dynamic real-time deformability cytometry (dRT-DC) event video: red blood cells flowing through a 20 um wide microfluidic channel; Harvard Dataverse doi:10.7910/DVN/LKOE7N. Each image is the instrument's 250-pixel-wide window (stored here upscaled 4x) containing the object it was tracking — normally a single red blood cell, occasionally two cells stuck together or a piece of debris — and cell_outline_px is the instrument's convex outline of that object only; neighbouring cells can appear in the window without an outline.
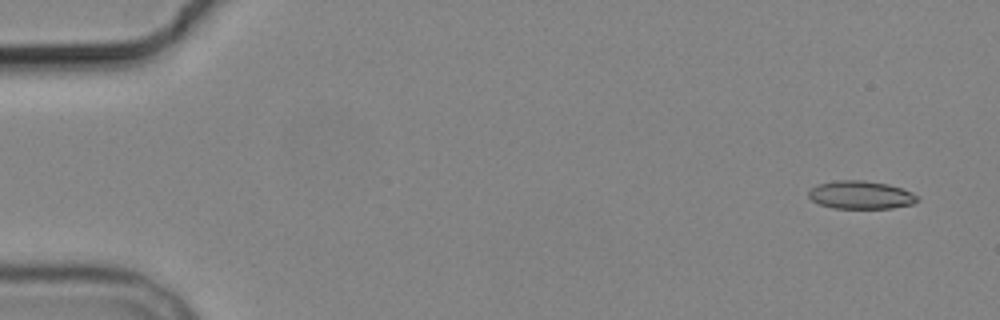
{"species": "common noctule bat (a hibernating species)", "species_latin": "Nyctalus noctula", "temperature_condition": "cold", "stored_images_in_passage": 5, "camera_frame_rate_fps": 3000, "um_per_image_px": 0.085, "animal": {"sex": "male", "body_mass_g": 19.2, "forearm_length_mm": 51.8}, "frame": {"image": 1, "passage_image": 1, "time_ms": 0.0, "image_size_px": [1000, 320], "cell_outline_px": [[920, 200], [912, 204], [892, 208], [832, 208], [820, 204], [812, 200], [808, 196], [808, 192], [816, 184], [836, 180], [864, 180], [888, 184], [912, 192], [920, 196]], "centroid_in_image_um": [73.18, 16.56], "position_along_channel_um": 11.8, "area_um2": 17.92}}
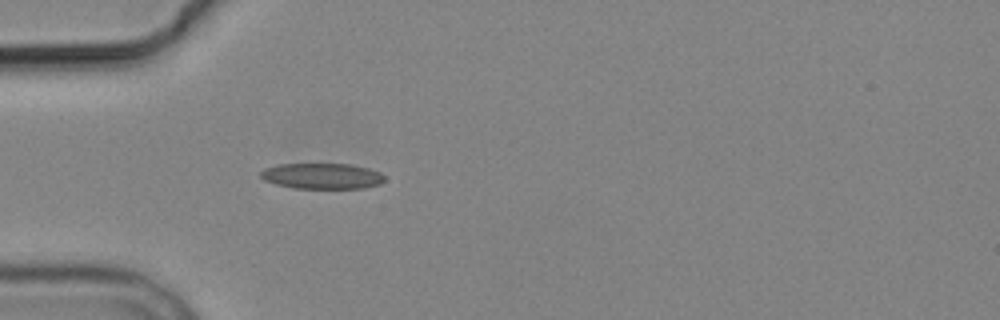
{"frame": {"image": 2, "passage_image": 5, "time_ms": 4.667, "image_size_px": [1000, 320], "cell_outline_px": [[384, 180], [380, 184], [360, 188], [296, 188], [276, 184], [264, 180], [260, 176], [260, 172], [264, 168], [280, 164], [352, 164], [368, 168], [380, 172], [384, 176]], "centroid_in_image_um": [27.37, 14.95], "position_along_channel_um": 57.6, "area_um2": 18.5}}